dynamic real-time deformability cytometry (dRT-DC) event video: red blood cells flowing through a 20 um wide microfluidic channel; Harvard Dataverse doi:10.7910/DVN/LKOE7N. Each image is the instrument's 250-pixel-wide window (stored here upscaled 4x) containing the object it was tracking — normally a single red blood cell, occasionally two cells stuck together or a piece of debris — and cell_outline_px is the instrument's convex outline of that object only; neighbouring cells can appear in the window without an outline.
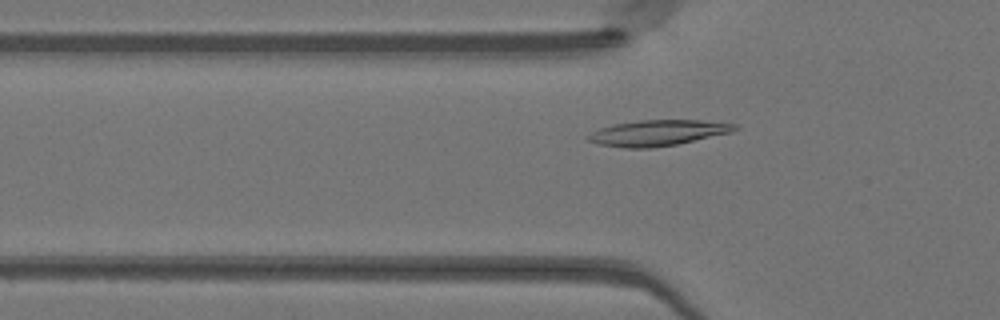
{"species": "Egyptian fruit bat (a non-hibernating species)", "species_latin": "Rousettus aegyptiacus", "temperature_condition": "warm", "stored_images_in_passage": 49, "camera_frame_rate_fps": 3000, "um_per_image_px": 0.085, "animal": {"sex": "female"}, "frame": {"image": 1, "passage_image": 16, "time_ms": 5.0, "image_size_px": [1000, 320], "cell_outline_px": [[740, 128], [732, 132], [676, 144], [652, 148], [624, 148], [600, 144], [588, 140], [584, 136], [600, 128], [616, 124], [640, 120], [700, 120], [740, 124]], "centroid_in_image_um": [55.95, 11.29], "position_along_channel_um": 69.9, "area_um2": 21.96}}
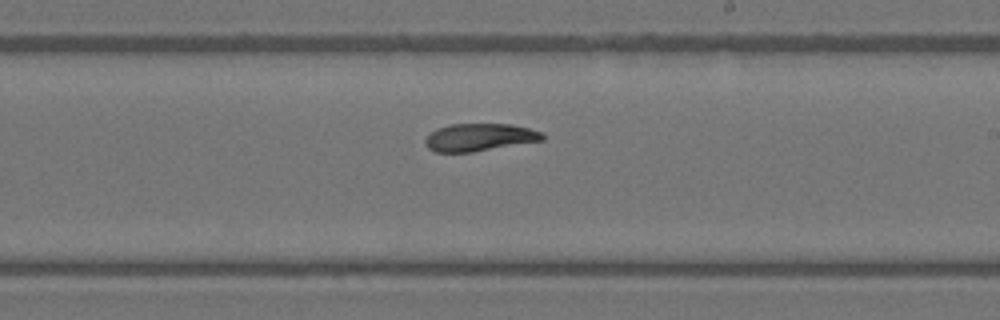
{"frame": {"image": 2, "passage_image": 29, "time_ms": 9.333, "image_size_px": [1000, 320], "cell_outline_px": [[544, 140], [472, 152], [436, 152], [428, 148], [424, 144], [424, 140], [436, 128], [452, 124], [512, 124], [544, 132]], "centroid_in_image_um": [40.76, 11.67], "position_along_channel_um": 248.2, "area_um2": 18.84}}
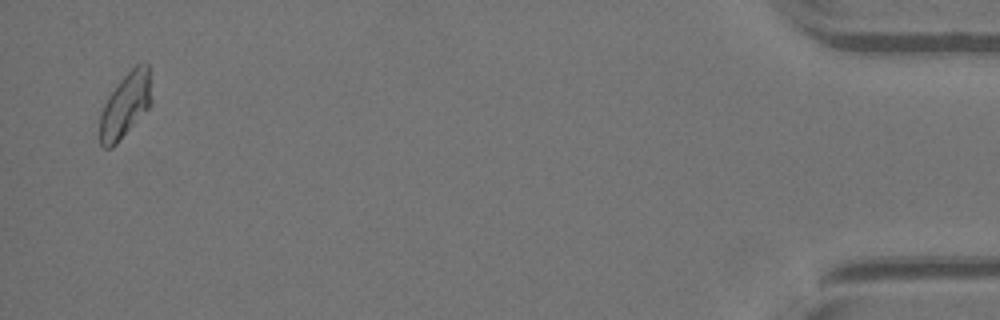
{"frame": {"image": 3, "passage_image": 48, "time_ms": 15.667, "image_size_px": [1000, 320], "cell_outline_px": [[152, 104], [116, 144], [112, 148], [104, 148], [100, 144], [100, 112], [108, 96], [120, 80], [136, 64], [144, 60], [148, 64], [152, 100]], "centroid_in_image_um": [10.66, 8.92], "position_along_channel_um": 424.5, "area_um2": 19.54}, "authors_computed_cell_mechanics": {"area_um2": 19.652, "velocity_mm_per_s": 4.1136, "shape_relaxation_time_tau1_ms": 5.616, "shape_relaxation_time_tau2_ms": null, "deformation_change_tau1": 0.1308, "deformation_change_tau2": null}}